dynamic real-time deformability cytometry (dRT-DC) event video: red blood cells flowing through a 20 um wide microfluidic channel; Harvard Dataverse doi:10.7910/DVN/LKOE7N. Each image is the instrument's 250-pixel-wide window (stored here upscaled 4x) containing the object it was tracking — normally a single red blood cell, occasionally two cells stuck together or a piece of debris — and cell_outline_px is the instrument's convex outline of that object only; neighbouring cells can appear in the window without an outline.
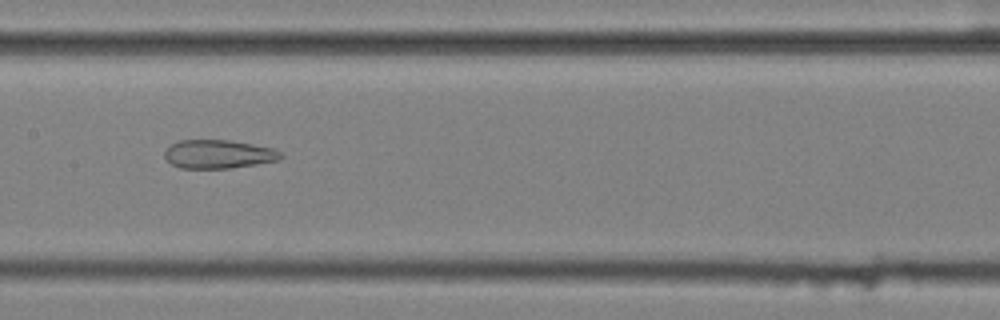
{"species": "common noctule bat (a hibernating species)", "species_latin": "Nyctalus noctula", "temperature_condition": "cold", "stored_images_in_passage": 57, "segment_of_instrument_passage": [2, 2], "camera_frame_rate_fps": 3000, "um_per_image_px": 0.085, "animal": {"sex": "female", "body_mass_g": 25.1}, "frame": {"image": 1, "passage_image": 29, "time_ms": 9.333, "image_size_px": [1000, 320], "cell_outline_px": [[284, 156], [280, 160], [232, 168], [180, 168], [172, 164], [164, 156], [164, 152], [172, 144], [180, 140], [228, 140], [276, 148]], "centroid_in_image_um": [18.61, 13.1], "position_along_channel_um": 188.8, "area_um2": 19.36}}
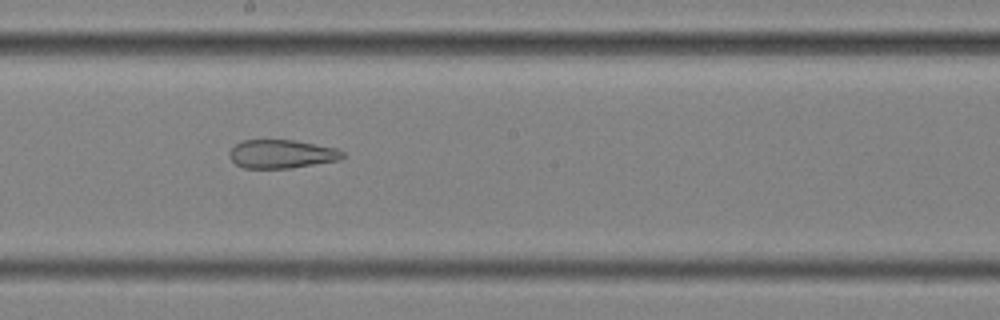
{"frame": {"image": 2, "passage_image": 32, "time_ms": 10.333, "image_size_px": [1000, 320], "cell_outline_px": [[344, 156], [340, 160], [292, 168], [244, 168], [236, 164], [228, 156], [228, 152], [240, 140], [292, 140], [336, 148], [344, 152]], "centroid_in_image_um": [23.92, 13.09], "position_along_channel_um": 224.3, "area_um2": 18.84}}
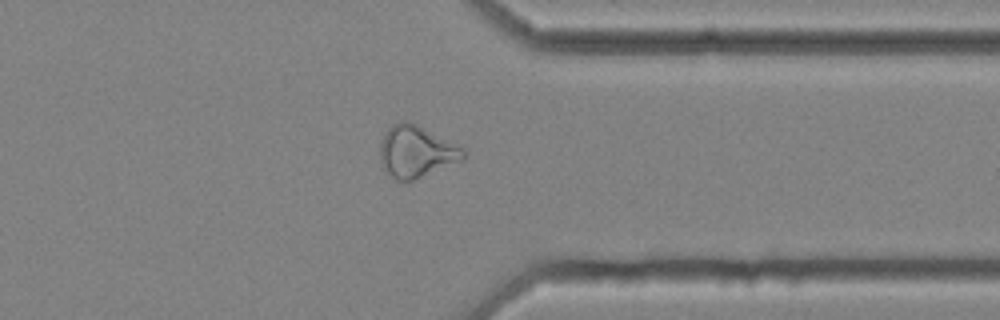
{"frame": {"image": 3, "passage_image": 45, "time_ms": 14.667, "image_size_px": [1000, 320], "cell_outline_px": [[464, 160], [412, 180], [396, 180], [384, 168], [380, 160], [380, 144], [388, 128], [392, 124], [400, 120], [408, 120], [420, 124], [460, 144], [464, 148]], "centroid_in_image_um": [35.43, 12.82], "position_along_channel_um": 376.0, "area_um2": 25.49}}